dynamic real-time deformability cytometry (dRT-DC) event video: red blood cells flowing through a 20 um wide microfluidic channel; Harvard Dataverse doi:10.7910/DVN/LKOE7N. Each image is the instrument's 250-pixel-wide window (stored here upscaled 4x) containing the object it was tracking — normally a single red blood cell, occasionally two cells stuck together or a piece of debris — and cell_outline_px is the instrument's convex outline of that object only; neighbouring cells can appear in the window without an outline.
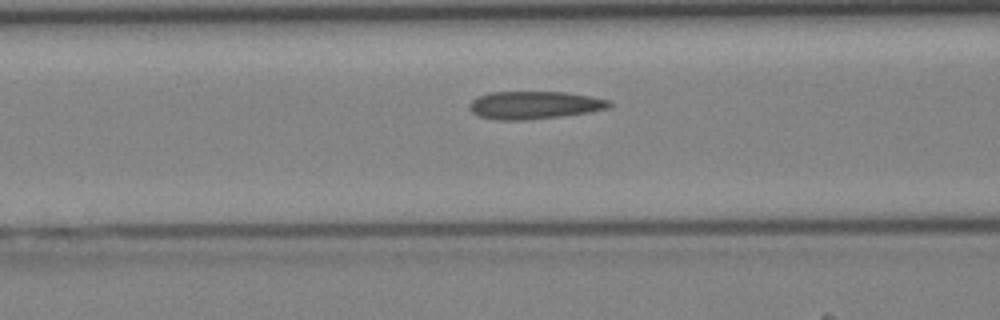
{"species": "Egyptian fruit bat (a non-hibernating species)", "species_latin": "Rousettus aegyptiacus", "temperature_condition": "cold", "stored_images_in_passage": 36, "camera_frame_rate_fps": 3000, "um_per_image_px": 0.085, "animal": {"sex": "female"}, "frame": {"image": 1, "passage_image": 13, "time_ms": 4.0, "image_size_px": [1000, 320], "cell_outline_px": [[616, 104], [612, 108], [588, 112], [560, 116], [524, 120], [496, 120], [480, 116], [472, 112], [468, 108], [468, 104], [476, 96], [488, 92], [564, 92], [592, 96], [612, 100]], "centroid_in_image_um": [45.46, 8.92], "position_along_channel_um": 121.1, "area_um2": 23.0}}
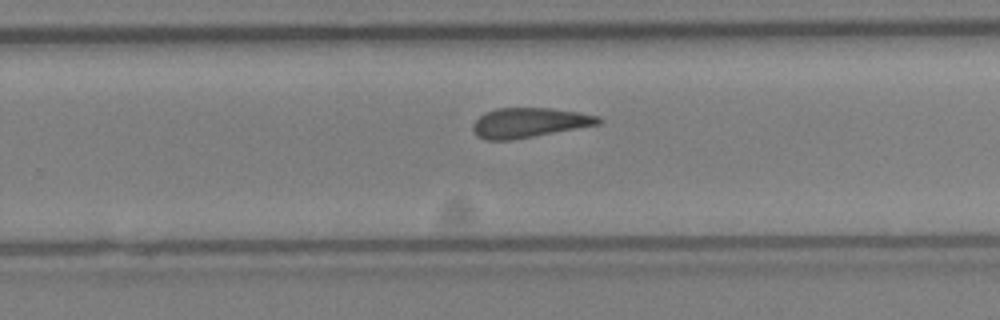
{"frame": {"image": 2, "passage_image": 23, "time_ms": 7.333, "image_size_px": [1000, 320], "cell_outline_px": [[604, 120], [600, 124], [512, 140], [484, 140], [476, 136], [472, 128], [472, 124], [484, 112], [496, 108], [552, 108], [600, 116]], "centroid_in_image_um": [44.96, 10.43], "position_along_channel_um": 284.8, "area_um2": 21.85}}
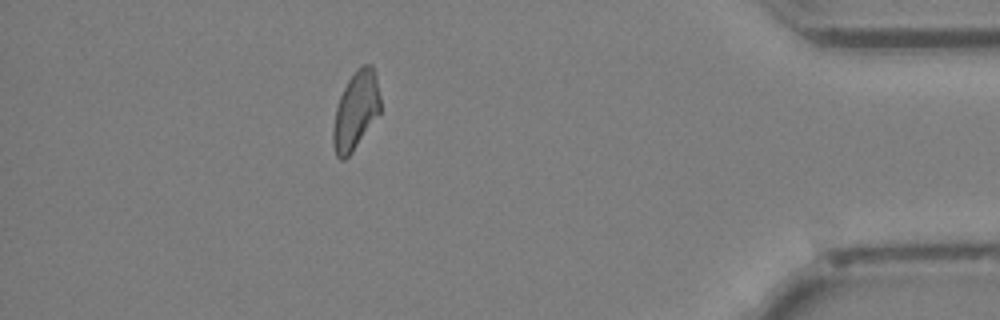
{"frame": {"image": 3, "passage_image": 33, "time_ms": 10.667, "image_size_px": [1000, 320], "cell_outline_px": [[380, 112], [352, 152], [344, 160], [340, 160], [336, 156], [332, 144], [332, 128], [336, 108], [340, 96], [348, 80], [356, 68], [364, 64], [372, 64], [376, 76], [380, 96]], "centroid_in_image_um": [30.22, 9.4], "position_along_channel_um": 405.0, "area_um2": 21.5}}